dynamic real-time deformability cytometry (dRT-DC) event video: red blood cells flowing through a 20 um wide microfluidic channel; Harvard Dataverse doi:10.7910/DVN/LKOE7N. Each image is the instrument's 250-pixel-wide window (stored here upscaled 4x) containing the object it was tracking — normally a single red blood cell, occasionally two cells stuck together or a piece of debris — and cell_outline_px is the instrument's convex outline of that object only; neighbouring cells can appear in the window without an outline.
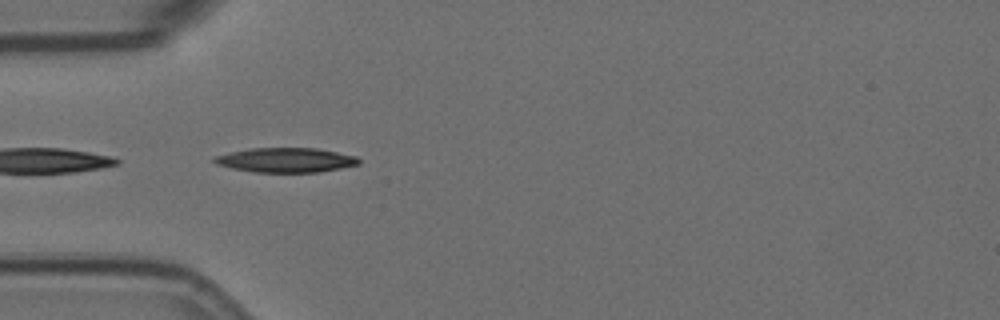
{"species": "Egyptian fruit bat (a non-hibernating species)", "species_latin": "Rousettus aegyptiacus", "temperature_condition": "room temperature", "stored_images_in_passage": 41, "camera_frame_rate_fps": 3000, "um_per_image_px": 0.085, "animal": {"sex": "female"}, "frame": {"image": 1, "passage_image": 1, "time_ms": 0.0, "image_size_px": [1000, 320], "cell_outline_px": [[360, 164], [320, 172], [252, 172], [232, 168], [216, 164], [212, 160], [212, 156], [228, 152], [248, 148], [316, 148], [356, 156], [360, 160]], "centroid_in_image_um": [24.24, 13.6], "position_along_channel_um": 60.8, "area_um2": 20.81}}
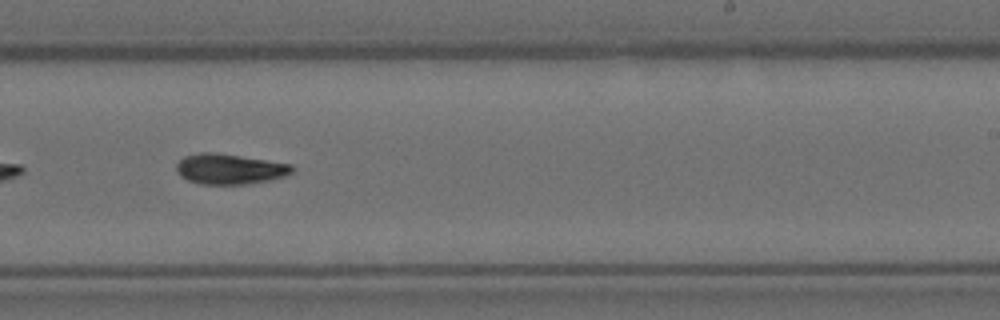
{"frame": {"image": 2, "passage_image": 19, "time_ms": 6.0, "image_size_px": [1000, 320], "cell_outline_px": [[296, 168], [288, 176], [248, 184], [200, 184], [188, 180], [180, 176], [176, 172], [176, 164], [184, 156], [200, 152], [212, 152], [240, 156], [292, 164]], "centroid_in_image_um": [19.53, 14.37], "position_along_channel_um": 269.5, "area_um2": 20.58}}
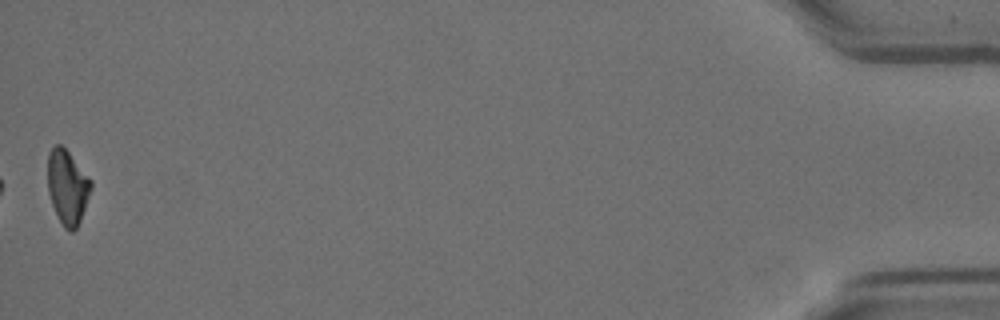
{"frame": {"image": 3, "passage_image": 41, "time_ms": 13.333, "image_size_px": [1000, 320], "cell_outline_px": [[92, 188], [80, 220], [76, 228], [72, 232], [68, 232], [64, 228], [52, 204], [48, 192], [48, 152], [56, 144], [60, 144], [68, 152], [92, 180]], "centroid_in_image_um": [5.73, 15.9], "position_along_channel_um": 429.5, "area_um2": 18.55}, "authors_computed_cell_mechanics": {"area_um2": 20.1722, "velocity_mm_per_s": 3.5189, "shape_relaxation_time_tau1_ms": 6.8812, "shape_relaxation_time_tau2_ms": null, "deformation_change_tau1": 0.185, "deformation_change_tau2": null}}